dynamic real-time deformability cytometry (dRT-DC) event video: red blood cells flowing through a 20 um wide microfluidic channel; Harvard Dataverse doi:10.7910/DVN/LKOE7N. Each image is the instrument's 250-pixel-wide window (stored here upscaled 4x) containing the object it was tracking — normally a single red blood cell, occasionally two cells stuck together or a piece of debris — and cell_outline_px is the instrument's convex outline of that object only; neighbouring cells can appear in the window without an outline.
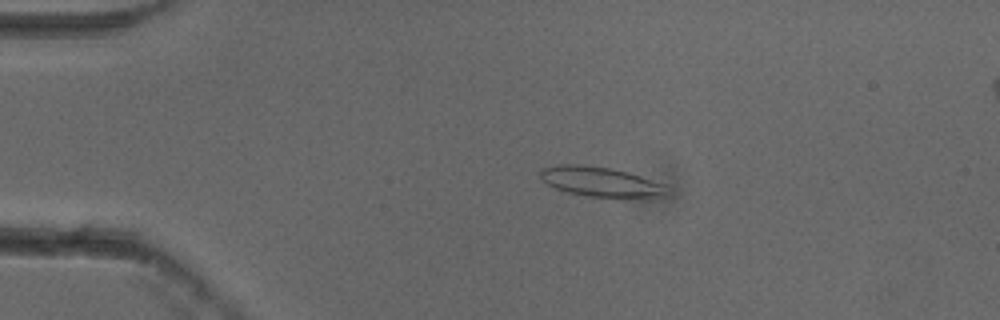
{"species": "common noctule bat (a hibernating species)", "species_latin": "Nyctalus noctula", "temperature_condition": "cold", "stored_images_in_passage": 44, "camera_frame_rate_fps": 3000, "um_per_image_px": 0.085, "animal": {"sex": "female"}, "frame": {"image": 1, "passage_image": 2, "time_ms": 0.333, "image_size_px": [1000, 320], "cell_outline_px": [[668, 196], [588, 196], [568, 192], [556, 188], [548, 184], [540, 176], [540, 168], [560, 164], [576, 164], [608, 168], [628, 172], [664, 184]], "centroid_in_image_um": [51.0, 15.42], "position_along_channel_um": 34.0, "area_um2": 21.27}}
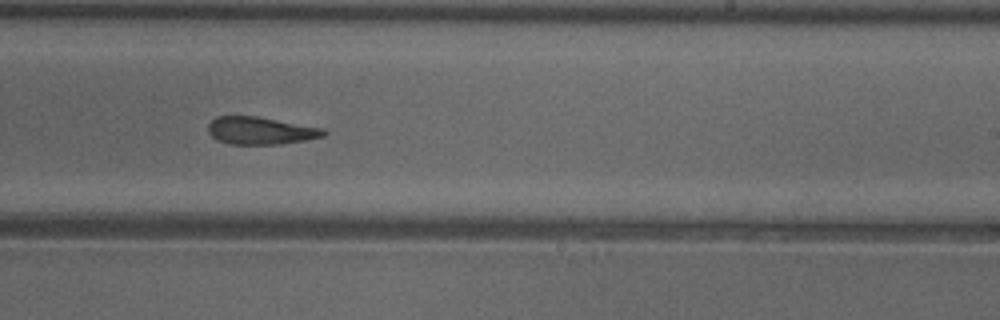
{"frame": {"image": 2, "passage_image": 24, "time_ms": 7.667, "image_size_px": [1000, 320], "cell_outline_px": [[328, 132], [324, 136], [304, 140], [280, 144], [228, 144], [216, 140], [208, 132], [208, 124], [216, 116], [256, 116], [324, 128]], "centroid_in_image_um": [22.13, 11.1], "position_along_channel_um": 266.9, "area_um2": 18.55}}
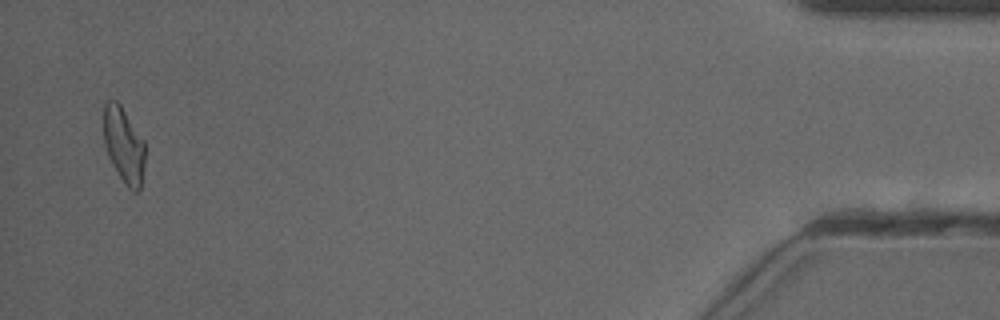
{"frame": {"image": 3, "passage_image": 43, "time_ms": 14.0, "image_size_px": [1000, 320], "cell_outline_px": [[144, 164], [140, 188], [136, 192], [132, 192], [124, 184], [112, 164], [108, 156], [104, 144], [104, 100], [116, 100], [120, 104], [144, 140]], "centroid_in_image_um": [10.51, 12.33], "position_along_channel_um": 424.7, "area_um2": 18.26}, "authors_computed_cell_mechanics": {"area_um2": 19.1607, "velocity_mm_per_s": 3.8433, "shape_relaxation_time_tau1_ms": null, "shape_relaxation_time_tau2_ms": 3.3914, "deformation_change_tau1": null, "deformation_change_tau2": 0.1378}}